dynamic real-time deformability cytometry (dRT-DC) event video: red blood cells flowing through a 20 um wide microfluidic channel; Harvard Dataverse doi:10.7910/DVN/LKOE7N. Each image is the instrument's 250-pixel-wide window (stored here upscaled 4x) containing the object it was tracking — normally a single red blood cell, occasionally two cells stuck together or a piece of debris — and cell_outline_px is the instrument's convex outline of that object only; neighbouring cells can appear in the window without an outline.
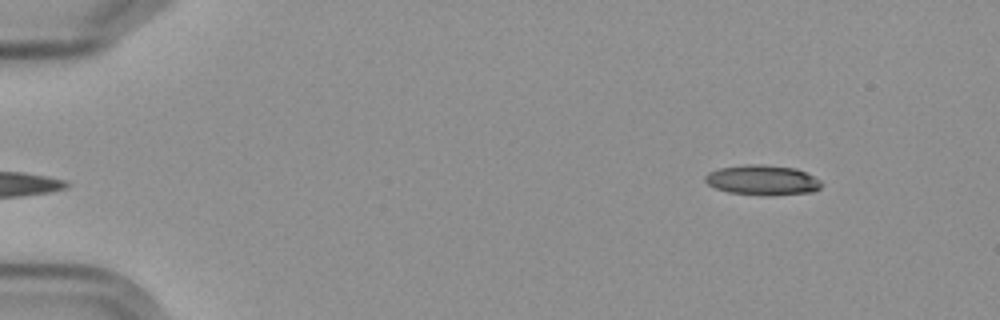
{"species": "Egyptian fruit bat (a non-hibernating species)", "species_latin": "Rousettus aegyptiacus", "temperature_condition": "cold", "stored_images_in_passage": 4, "camera_frame_rate_fps": 3000, "um_per_image_px": 0.085, "frame": {"image": 1, "passage_image": 4, "time_ms": 4.333, "image_size_px": [1000, 320], "cell_outline_px": [[820, 188], [812, 192], [772, 196], [728, 192], [716, 188], [708, 184], [704, 180], [704, 176], [708, 172], [720, 168], [744, 164], [764, 164], [796, 168], [820, 180]], "centroid_in_image_um": [64.79, 15.3], "position_along_channel_um": 20.2, "area_um2": 20.4}}